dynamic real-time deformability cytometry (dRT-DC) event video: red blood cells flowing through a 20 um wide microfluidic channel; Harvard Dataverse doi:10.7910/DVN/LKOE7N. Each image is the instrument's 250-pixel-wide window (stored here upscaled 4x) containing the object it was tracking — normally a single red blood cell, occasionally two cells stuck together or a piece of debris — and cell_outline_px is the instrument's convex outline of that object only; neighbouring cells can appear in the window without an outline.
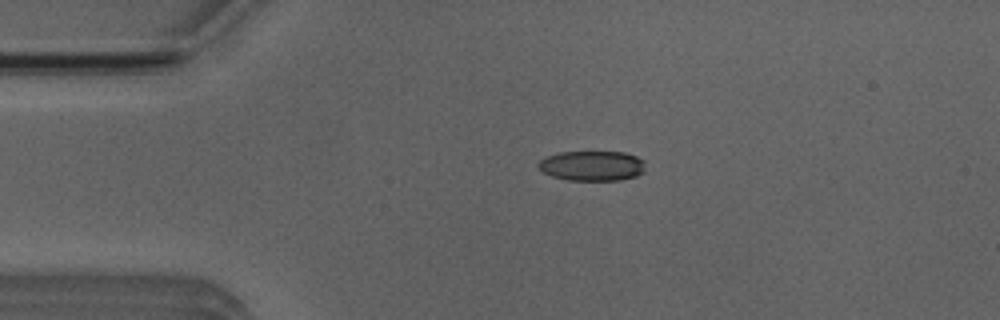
{"species": "Egyptian fruit bat (a non-hibernating species)", "species_latin": "Rousettus aegyptiacus", "temperature_condition": "room temperature", "stored_images_in_passage": 3, "camera_frame_rate_fps": 3000, "um_per_image_px": 0.085, "animal": {"sex": "male"}, "frame": {"image": 1, "passage_image": 2, "time_ms": 1.0, "image_size_px": [1000, 320], "cell_outline_px": [[644, 172], [636, 176], [620, 180], [568, 180], [552, 176], [544, 172], [536, 164], [540, 160], [548, 156], [560, 152], [624, 152], [636, 156], [644, 160]], "centroid_in_image_um": [50.35, 14.09], "position_along_channel_um": 34.7, "area_um2": 18.67}}